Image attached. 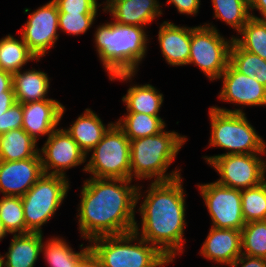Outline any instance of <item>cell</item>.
I'll use <instances>...</instances> for the list:
<instances>
[{
  "label": "cell",
  "instance_id": "obj_4",
  "mask_svg": "<svg viewBox=\"0 0 266 267\" xmlns=\"http://www.w3.org/2000/svg\"><path fill=\"white\" fill-rule=\"evenodd\" d=\"M186 142L177 132L161 131L135 140H130V180L157 177L154 182H165L180 177V171L165 174L181 146Z\"/></svg>",
  "mask_w": 266,
  "mask_h": 267
},
{
  "label": "cell",
  "instance_id": "obj_23",
  "mask_svg": "<svg viewBox=\"0 0 266 267\" xmlns=\"http://www.w3.org/2000/svg\"><path fill=\"white\" fill-rule=\"evenodd\" d=\"M36 142L23 128L0 135V160L18 161L36 156L40 150Z\"/></svg>",
  "mask_w": 266,
  "mask_h": 267
},
{
  "label": "cell",
  "instance_id": "obj_9",
  "mask_svg": "<svg viewBox=\"0 0 266 267\" xmlns=\"http://www.w3.org/2000/svg\"><path fill=\"white\" fill-rule=\"evenodd\" d=\"M232 42L233 37L226 41L214 26L193 27L188 64L197 65L211 81L220 79L230 61Z\"/></svg>",
  "mask_w": 266,
  "mask_h": 267
},
{
  "label": "cell",
  "instance_id": "obj_39",
  "mask_svg": "<svg viewBox=\"0 0 266 267\" xmlns=\"http://www.w3.org/2000/svg\"><path fill=\"white\" fill-rule=\"evenodd\" d=\"M13 74L0 70V96H15L13 90Z\"/></svg>",
  "mask_w": 266,
  "mask_h": 267
},
{
  "label": "cell",
  "instance_id": "obj_27",
  "mask_svg": "<svg viewBox=\"0 0 266 267\" xmlns=\"http://www.w3.org/2000/svg\"><path fill=\"white\" fill-rule=\"evenodd\" d=\"M229 63L240 73L245 74L266 87V60L240 48L234 41L230 48Z\"/></svg>",
  "mask_w": 266,
  "mask_h": 267
},
{
  "label": "cell",
  "instance_id": "obj_22",
  "mask_svg": "<svg viewBox=\"0 0 266 267\" xmlns=\"http://www.w3.org/2000/svg\"><path fill=\"white\" fill-rule=\"evenodd\" d=\"M13 90L18 103H31L45 98L49 89V78L46 73L37 70L21 71L13 74Z\"/></svg>",
  "mask_w": 266,
  "mask_h": 267
},
{
  "label": "cell",
  "instance_id": "obj_35",
  "mask_svg": "<svg viewBox=\"0 0 266 267\" xmlns=\"http://www.w3.org/2000/svg\"><path fill=\"white\" fill-rule=\"evenodd\" d=\"M59 13H97L96 0H53Z\"/></svg>",
  "mask_w": 266,
  "mask_h": 267
},
{
  "label": "cell",
  "instance_id": "obj_31",
  "mask_svg": "<svg viewBox=\"0 0 266 267\" xmlns=\"http://www.w3.org/2000/svg\"><path fill=\"white\" fill-rule=\"evenodd\" d=\"M243 255L266 259V220L247 222L241 229Z\"/></svg>",
  "mask_w": 266,
  "mask_h": 267
},
{
  "label": "cell",
  "instance_id": "obj_40",
  "mask_svg": "<svg viewBox=\"0 0 266 267\" xmlns=\"http://www.w3.org/2000/svg\"><path fill=\"white\" fill-rule=\"evenodd\" d=\"M77 267H102L100 260L90 249L79 261Z\"/></svg>",
  "mask_w": 266,
  "mask_h": 267
},
{
  "label": "cell",
  "instance_id": "obj_5",
  "mask_svg": "<svg viewBox=\"0 0 266 267\" xmlns=\"http://www.w3.org/2000/svg\"><path fill=\"white\" fill-rule=\"evenodd\" d=\"M138 225L134 231L100 236L90 240V249L100 260L102 267H163L169 263L155 246L140 238L136 245L130 244L138 237ZM150 244V246H148Z\"/></svg>",
  "mask_w": 266,
  "mask_h": 267
},
{
  "label": "cell",
  "instance_id": "obj_20",
  "mask_svg": "<svg viewBox=\"0 0 266 267\" xmlns=\"http://www.w3.org/2000/svg\"><path fill=\"white\" fill-rule=\"evenodd\" d=\"M42 240V233L39 232L14 234L9 251L5 254L6 257L0 255L1 266L34 267L41 253Z\"/></svg>",
  "mask_w": 266,
  "mask_h": 267
},
{
  "label": "cell",
  "instance_id": "obj_26",
  "mask_svg": "<svg viewBox=\"0 0 266 267\" xmlns=\"http://www.w3.org/2000/svg\"><path fill=\"white\" fill-rule=\"evenodd\" d=\"M127 116L115 122L129 140L157 135L164 130L165 123L159 116L128 112Z\"/></svg>",
  "mask_w": 266,
  "mask_h": 267
},
{
  "label": "cell",
  "instance_id": "obj_42",
  "mask_svg": "<svg viewBox=\"0 0 266 267\" xmlns=\"http://www.w3.org/2000/svg\"><path fill=\"white\" fill-rule=\"evenodd\" d=\"M16 102L15 96H0V116Z\"/></svg>",
  "mask_w": 266,
  "mask_h": 267
},
{
  "label": "cell",
  "instance_id": "obj_33",
  "mask_svg": "<svg viewBox=\"0 0 266 267\" xmlns=\"http://www.w3.org/2000/svg\"><path fill=\"white\" fill-rule=\"evenodd\" d=\"M244 221L266 220V180L260 185L241 190Z\"/></svg>",
  "mask_w": 266,
  "mask_h": 267
},
{
  "label": "cell",
  "instance_id": "obj_30",
  "mask_svg": "<svg viewBox=\"0 0 266 267\" xmlns=\"http://www.w3.org/2000/svg\"><path fill=\"white\" fill-rule=\"evenodd\" d=\"M215 18L222 19L238 32L251 18L249 0H212Z\"/></svg>",
  "mask_w": 266,
  "mask_h": 267
},
{
  "label": "cell",
  "instance_id": "obj_36",
  "mask_svg": "<svg viewBox=\"0 0 266 267\" xmlns=\"http://www.w3.org/2000/svg\"><path fill=\"white\" fill-rule=\"evenodd\" d=\"M22 103L16 102L0 116V135L13 129L22 128Z\"/></svg>",
  "mask_w": 266,
  "mask_h": 267
},
{
  "label": "cell",
  "instance_id": "obj_1",
  "mask_svg": "<svg viewBox=\"0 0 266 267\" xmlns=\"http://www.w3.org/2000/svg\"><path fill=\"white\" fill-rule=\"evenodd\" d=\"M90 178L84 181L81 191L78 216L82 237L90 241L134 231L140 187L128 185L130 179Z\"/></svg>",
  "mask_w": 266,
  "mask_h": 267
},
{
  "label": "cell",
  "instance_id": "obj_34",
  "mask_svg": "<svg viewBox=\"0 0 266 267\" xmlns=\"http://www.w3.org/2000/svg\"><path fill=\"white\" fill-rule=\"evenodd\" d=\"M96 15L97 13H59V28L73 35L85 33Z\"/></svg>",
  "mask_w": 266,
  "mask_h": 267
},
{
  "label": "cell",
  "instance_id": "obj_21",
  "mask_svg": "<svg viewBox=\"0 0 266 267\" xmlns=\"http://www.w3.org/2000/svg\"><path fill=\"white\" fill-rule=\"evenodd\" d=\"M112 125L113 123H109L108 127H105L93 111L85 109L84 114L80 115L66 131L87 156Z\"/></svg>",
  "mask_w": 266,
  "mask_h": 267
},
{
  "label": "cell",
  "instance_id": "obj_18",
  "mask_svg": "<svg viewBox=\"0 0 266 267\" xmlns=\"http://www.w3.org/2000/svg\"><path fill=\"white\" fill-rule=\"evenodd\" d=\"M106 4L104 11L125 25L144 27L162 14L157 0H107Z\"/></svg>",
  "mask_w": 266,
  "mask_h": 267
},
{
  "label": "cell",
  "instance_id": "obj_16",
  "mask_svg": "<svg viewBox=\"0 0 266 267\" xmlns=\"http://www.w3.org/2000/svg\"><path fill=\"white\" fill-rule=\"evenodd\" d=\"M22 128L35 140L37 136L48 137L61 120L65 107L57 100L47 99L22 104Z\"/></svg>",
  "mask_w": 266,
  "mask_h": 267
},
{
  "label": "cell",
  "instance_id": "obj_11",
  "mask_svg": "<svg viewBox=\"0 0 266 267\" xmlns=\"http://www.w3.org/2000/svg\"><path fill=\"white\" fill-rule=\"evenodd\" d=\"M212 218V227L241 230L243 219L241 190L229 188L217 181L198 185Z\"/></svg>",
  "mask_w": 266,
  "mask_h": 267
},
{
  "label": "cell",
  "instance_id": "obj_7",
  "mask_svg": "<svg viewBox=\"0 0 266 267\" xmlns=\"http://www.w3.org/2000/svg\"><path fill=\"white\" fill-rule=\"evenodd\" d=\"M69 182L64 176L43 174L21 197L26 233H42L41 226L48 222L64 200Z\"/></svg>",
  "mask_w": 266,
  "mask_h": 267
},
{
  "label": "cell",
  "instance_id": "obj_43",
  "mask_svg": "<svg viewBox=\"0 0 266 267\" xmlns=\"http://www.w3.org/2000/svg\"><path fill=\"white\" fill-rule=\"evenodd\" d=\"M7 234V231L4 229V226L2 224V221L0 219V240L4 238Z\"/></svg>",
  "mask_w": 266,
  "mask_h": 267
},
{
  "label": "cell",
  "instance_id": "obj_13",
  "mask_svg": "<svg viewBox=\"0 0 266 267\" xmlns=\"http://www.w3.org/2000/svg\"><path fill=\"white\" fill-rule=\"evenodd\" d=\"M40 154L42 169L45 174L65 176L64 170L86 161V154L66 129H55L48 137ZM53 170L50 171L49 170Z\"/></svg>",
  "mask_w": 266,
  "mask_h": 267
},
{
  "label": "cell",
  "instance_id": "obj_28",
  "mask_svg": "<svg viewBox=\"0 0 266 267\" xmlns=\"http://www.w3.org/2000/svg\"><path fill=\"white\" fill-rule=\"evenodd\" d=\"M240 33L242 38L233 37V41L240 48L266 60V21L251 17Z\"/></svg>",
  "mask_w": 266,
  "mask_h": 267
},
{
  "label": "cell",
  "instance_id": "obj_6",
  "mask_svg": "<svg viewBox=\"0 0 266 267\" xmlns=\"http://www.w3.org/2000/svg\"><path fill=\"white\" fill-rule=\"evenodd\" d=\"M210 146L231 150L225 154H266V144L241 109L210 107Z\"/></svg>",
  "mask_w": 266,
  "mask_h": 267
},
{
  "label": "cell",
  "instance_id": "obj_15",
  "mask_svg": "<svg viewBox=\"0 0 266 267\" xmlns=\"http://www.w3.org/2000/svg\"><path fill=\"white\" fill-rule=\"evenodd\" d=\"M222 77L220 100L248 106L266 105V87L256 78L240 73L230 63L221 74L220 78Z\"/></svg>",
  "mask_w": 266,
  "mask_h": 267
},
{
  "label": "cell",
  "instance_id": "obj_2",
  "mask_svg": "<svg viewBox=\"0 0 266 267\" xmlns=\"http://www.w3.org/2000/svg\"><path fill=\"white\" fill-rule=\"evenodd\" d=\"M181 177L152 182L139 210L142 216L141 238L155 246L169 262L182 252L185 226V196ZM181 250V251H180Z\"/></svg>",
  "mask_w": 266,
  "mask_h": 267
},
{
  "label": "cell",
  "instance_id": "obj_12",
  "mask_svg": "<svg viewBox=\"0 0 266 267\" xmlns=\"http://www.w3.org/2000/svg\"><path fill=\"white\" fill-rule=\"evenodd\" d=\"M21 37L37 58L44 56L58 39L59 10L52 0L29 14V20L23 25Z\"/></svg>",
  "mask_w": 266,
  "mask_h": 267
},
{
  "label": "cell",
  "instance_id": "obj_37",
  "mask_svg": "<svg viewBox=\"0 0 266 267\" xmlns=\"http://www.w3.org/2000/svg\"><path fill=\"white\" fill-rule=\"evenodd\" d=\"M174 4L178 12L183 14H196L199 9L200 0H167V4Z\"/></svg>",
  "mask_w": 266,
  "mask_h": 267
},
{
  "label": "cell",
  "instance_id": "obj_3",
  "mask_svg": "<svg viewBox=\"0 0 266 267\" xmlns=\"http://www.w3.org/2000/svg\"><path fill=\"white\" fill-rule=\"evenodd\" d=\"M141 26L120 24L116 21L98 27L95 32L97 51L109 79L128 80L144 58L147 37Z\"/></svg>",
  "mask_w": 266,
  "mask_h": 267
},
{
  "label": "cell",
  "instance_id": "obj_17",
  "mask_svg": "<svg viewBox=\"0 0 266 267\" xmlns=\"http://www.w3.org/2000/svg\"><path fill=\"white\" fill-rule=\"evenodd\" d=\"M200 254L215 263L231 265L241 254V230L211 227Z\"/></svg>",
  "mask_w": 266,
  "mask_h": 267
},
{
  "label": "cell",
  "instance_id": "obj_41",
  "mask_svg": "<svg viewBox=\"0 0 266 267\" xmlns=\"http://www.w3.org/2000/svg\"><path fill=\"white\" fill-rule=\"evenodd\" d=\"M249 4L250 10L257 9L260 11L261 15L264 16V18H259L251 15V17L266 21V0H249Z\"/></svg>",
  "mask_w": 266,
  "mask_h": 267
},
{
  "label": "cell",
  "instance_id": "obj_32",
  "mask_svg": "<svg viewBox=\"0 0 266 267\" xmlns=\"http://www.w3.org/2000/svg\"><path fill=\"white\" fill-rule=\"evenodd\" d=\"M0 219L7 233H26L24 209L20 196L9 195L0 199Z\"/></svg>",
  "mask_w": 266,
  "mask_h": 267
},
{
  "label": "cell",
  "instance_id": "obj_25",
  "mask_svg": "<svg viewBox=\"0 0 266 267\" xmlns=\"http://www.w3.org/2000/svg\"><path fill=\"white\" fill-rule=\"evenodd\" d=\"M30 60L39 61V58L27 47L22 37L19 41L8 35L0 40V65L3 71L11 74L19 72Z\"/></svg>",
  "mask_w": 266,
  "mask_h": 267
},
{
  "label": "cell",
  "instance_id": "obj_38",
  "mask_svg": "<svg viewBox=\"0 0 266 267\" xmlns=\"http://www.w3.org/2000/svg\"><path fill=\"white\" fill-rule=\"evenodd\" d=\"M266 267V259L259 258L254 256H248L241 254L231 265L230 267Z\"/></svg>",
  "mask_w": 266,
  "mask_h": 267
},
{
  "label": "cell",
  "instance_id": "obj_10",
  "mask_svg": "<svg viewBox=\"0 0 266 267\" xmlns=\"http://www.w3.org/2000/svg\"><path fill=\"white\" fill-rule=\"evenodd\" d=\"M205 158L220 174L221 179L217 182L229 188L243 190L258 186L266 180V162L257 154H228Z\"/></svg>",
  "mask_w": 266,
  "mask_h": 267
},
{
  "label": "cell",
  "instance_id": "obj_14",
  "mask_svg": "<svg viewBox=\"0 0 266 267\" xmlns=\"http://www.w3.org/2000/svg\"><path fill=\"white\" fill-rule=\"evenodd\" d=\"M43 174L40 153L24 160H0V192L22 197Z\"/></svg>",
  "mask_w": 266,
  "mask_h": 267
},
{
  "label": "cell",
  "instance_id": "obj_8",
  "mask_svg": "<svg viewBox=\"0 0 266 267\" xmlns=\"http://www.w3.org/2000/svg\"><path fill=\"white\" fill-rule=\"evenodd\" d=\"M92 150L84 171L94 178L130 179V140L117 124L108 129Z\"/></svg>",
  "mask_w": 266,
  "mask_h": 267
},
{
  "label": "cell",
  "instance_id": "obj_24",
  "mask_svg": "<svg viewBox=\"0 0 266 267\" xmlns=\"http://www.w3.org/2000/svg\"><path fill=\"white\" fill-rule=\"evenodd\" d=\"M127 105V112L144 113L159 116L158 112L163 103V94L158 93L150 84L130 87L127 95L122 98Z\"/></svg>",
  "mask_w": 266,
  "mask_h": 267
},
{
  "label": "cell",
  "instance_id": "obj_19",
  "mask_svg": "<svg viewBox=\"0 0 266 267\" xmlns=\"http://www.w3.org/2000/svg\"><path fill=\"white\" fill-rule=\"evenodd\" d=\"M158 40L168 64L172 66L188 64L191 51V28L179 27L164 21L160 25Z\"/></svg>",
  "mask_w": 266,
  "mask_h": 267
},
{
  "label": "cell",
  "instance_id": "obj_29",
  "mask_svg": "<svg viewBox=\"0 0 266 267\" xmlns=\"http://www.w3.org/2000/svg\"><path fill=\"white\" fill-rule=\"evenodd\" d=\"M46 243L45 246L42 244L41 252H44L50 267H77L80 259L90 250L89 245L75 253L65 241L56 237Z\"/></svg>",
  "mask_w": 266,
  "mask_h": 267
}]
</instances>
